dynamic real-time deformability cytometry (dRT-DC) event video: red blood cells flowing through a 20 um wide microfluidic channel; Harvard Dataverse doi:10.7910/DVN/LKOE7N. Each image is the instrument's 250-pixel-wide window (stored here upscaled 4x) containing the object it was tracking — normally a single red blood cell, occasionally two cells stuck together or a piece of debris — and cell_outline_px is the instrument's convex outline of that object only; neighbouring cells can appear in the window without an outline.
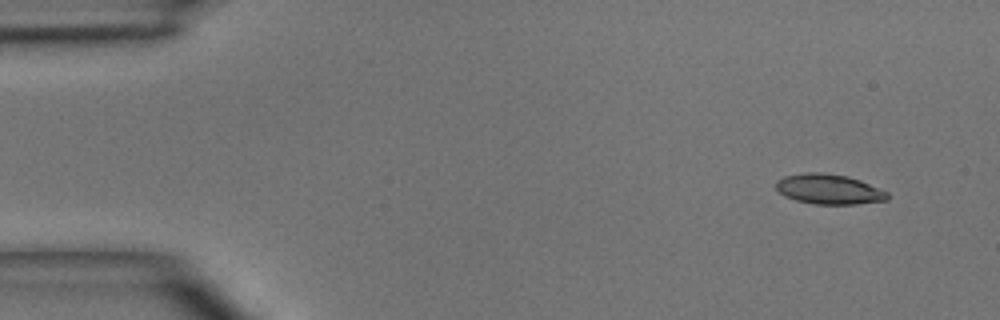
{"species": "common noctule bat (a hibernating species)", "species_latin": "Nyctalus noctula", "temperature_condition": "room temperature", "stored_images_in_passage": 3, "camera_frame_rate_fps": 3000, "um_per_image_px": 0.085, "animal": {"sex": "male", "body_mass_g": 15.6}, "frame": {"image": 1, "passage_image": 1, "time_ms": 0.0, "image_size_px": [1000, 320], "cell_outline_px": [[888, 200], [856, 204], [816, 204], [796, 200], [784, 196], [776, 188], [776, 180], [784, 176], [804, 172], [820, 172], [848, 176], [860, 180], [888, 192]], "centroid_in_image_um": [70.45, 16.07], "position_along_channel_um": 14.6, "area_um2": 19.54}}